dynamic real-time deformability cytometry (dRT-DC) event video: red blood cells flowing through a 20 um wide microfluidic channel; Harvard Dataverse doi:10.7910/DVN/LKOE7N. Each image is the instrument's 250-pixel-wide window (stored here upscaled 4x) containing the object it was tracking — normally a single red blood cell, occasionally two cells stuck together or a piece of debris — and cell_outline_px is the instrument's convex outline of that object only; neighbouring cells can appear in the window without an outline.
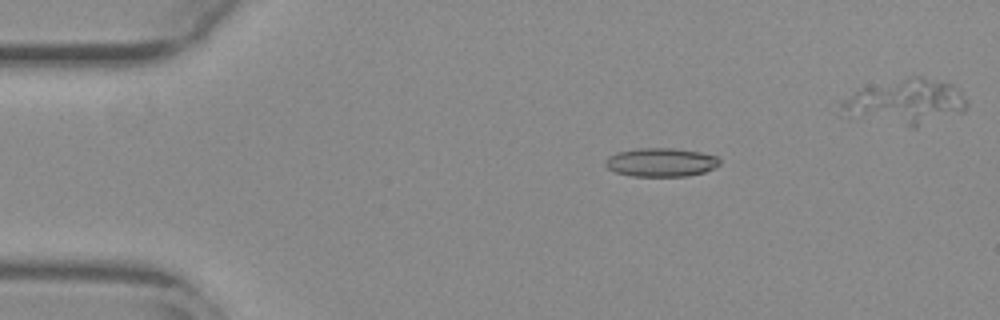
{"species": "common noctule bat (a hibernating species)", "species_latin": "Nyctalus noctula", "temperature_condition": "warm", "stored_images_in_passage": 50, "camera_frame_rate_fps": 3000, "um_per_image_px": 0.085, "animal": {"sex": "female", "body_mass_g": 29.2, "forearm_length_mm": 56.3}, "frame": {"image": 1, "passage_image": 10, "time_ms": 3.0, "image_size_px": [1000, 320], "cell_outline_px": [[720, 164], [704, 172], [688, 176], [632, 176], [616, 172], [608, 168], [604, 164], [604, 160], [608, 156], [616, 152], [636, 148], [672, 148], [700, 152], [716, 156], [720, 160]], "centroid_in_image_um": [56.15, 13.79], "position_along_channel_um": 28.9, "area_um2": 19.13}}
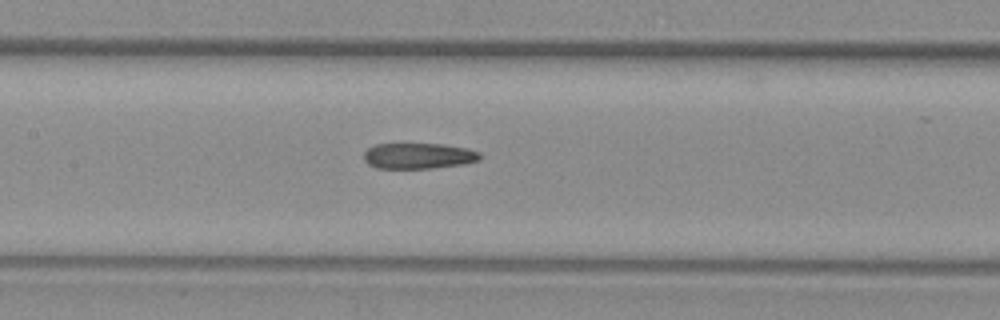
{"frame": {"image": 2, "passage_image": 26, "time_ms": 8.333, "image_size_px": [1000, 320], "cell_outline_px": [[480, 160], [464, 164], [432, 168], [376, 168], [368, 164], [364, 160], [364, 152], [368, 148], [376, 144], [444, 144], [468, 148], [480, 152]], "centroid_in_image_um": [35.58, 13.25], "position_along_channel_um": 171.8, "area_um2": 17.51}}
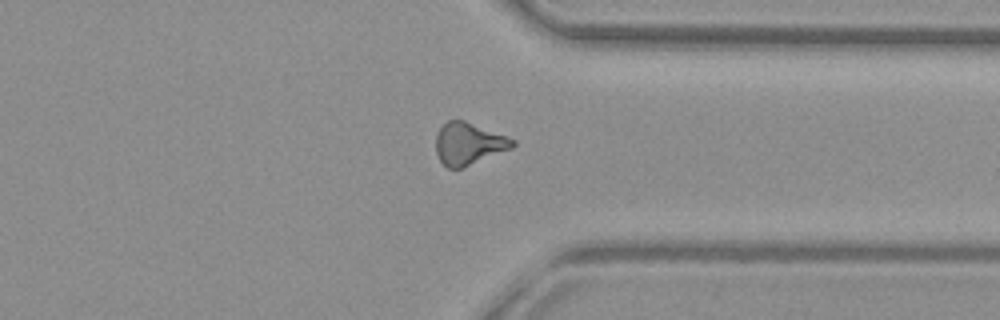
{"frame": {"image": 3, "passage_image": 42, "time_ms": 13.667, "image_size_px": [1000, 320], "cell_outline_px": [[516, 144], [512, 148], [464, 168], [448, 168], [440, 160], [436, 152], [436, 136], [440, 128], [448, 120], [464, 120], [508, 136], [516, 140]], "centroid_in_image_um": [39.86, 12.22], "position_along_channel_um": 371.5, "area_um2": 18.9}}